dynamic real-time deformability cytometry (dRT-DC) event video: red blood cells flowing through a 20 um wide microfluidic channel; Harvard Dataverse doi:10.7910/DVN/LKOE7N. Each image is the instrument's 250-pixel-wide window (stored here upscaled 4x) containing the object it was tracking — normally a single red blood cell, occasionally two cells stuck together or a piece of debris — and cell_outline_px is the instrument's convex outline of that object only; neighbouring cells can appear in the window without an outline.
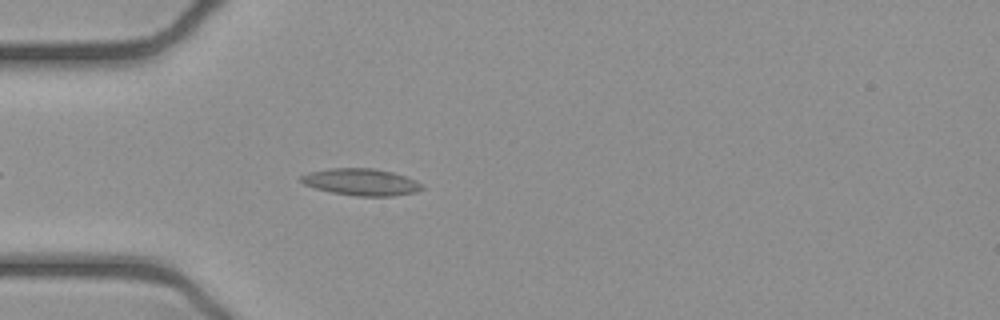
{"species": "common noctule bat (a hibernating species)", "species_latin": "Nyctalus noctula", "temperature_condition": "cold", "stored_images_in_passage": 42, "camera_frame_rate_fps": 3000, "um_per_image_px": 0.085, "animal": {"sex": "female", "body_mass_g": 21.9}, "frame": {"image": 1, "passage_image": 5, "time_ms": 1.333, "image_size_px": [1000, 320], "cell_outline_px": [[424, 188], [416, 192], [392, 196], [356, 196], [332, 192], [316, 188], [304, 184], [300, 180], [300, 176], [308, 172], [328, 168], [372, 168], [392, 172], [416, 180], [424, 184]], "centroid_in_image_um": [30.71, 15.47], "position_along_channel_um": 54.3, "area_um2": 18.96}}
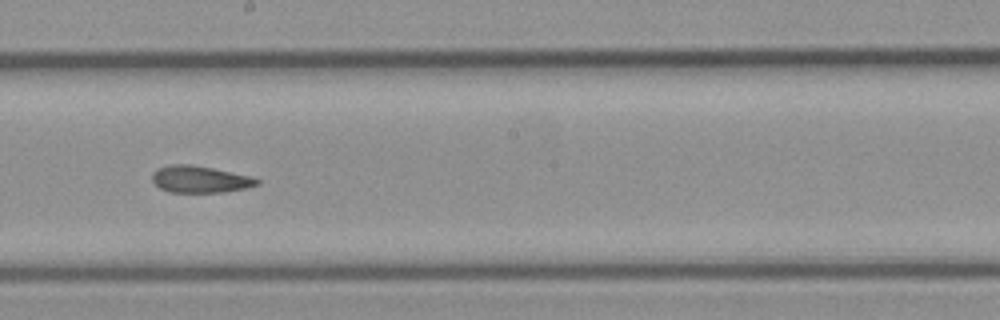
{"frame": {"image": 2, "passage_image": 19, "time_ms": 6.0, "image_size_px": [1000, 320], "cell_outline_px": [[260, 184], [248, 188], [224, 192], [168, 192], [160, 188], [152, 180], [152, 172], [156, 168], [172, 164], [192, 164], [252, 176], [260, 180]], "centroid_in_image_um": [17.01, 15.23], "position_along_channel_um": 231.2, "area_um2": 16.59}}
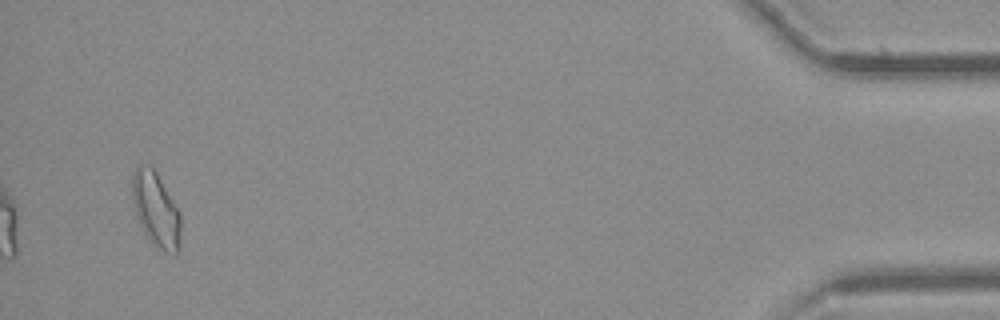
{"frame": {"image": 3, "passage_image": 40, "time_ms": 13.0, "image_size_px": [1000, 320], "cell_outline_px": [[180, 236], [176, 256], [172, 256], [156, 248], [148, 240], [136, 216], [132, 200], [132, 176], [136, 168], [140, 164], [148, 164], [156, 172], [180, 212]], "centroid_in_image_um": [13.24, 17.85], "position_along_channel_um": 422.0, "area_um2": 21.27}, "authors_computed_cell_mechanics": {"area_um2": 17.2822, "velocity_mm_per_s": 3.9365, "shape_relaxation_time_tau1_ms": null, "shape_relaxation_time_tau2_ms": 6.3311, "deformation_change_tau1": null, "deformation_change_tau2": 0.1184}}